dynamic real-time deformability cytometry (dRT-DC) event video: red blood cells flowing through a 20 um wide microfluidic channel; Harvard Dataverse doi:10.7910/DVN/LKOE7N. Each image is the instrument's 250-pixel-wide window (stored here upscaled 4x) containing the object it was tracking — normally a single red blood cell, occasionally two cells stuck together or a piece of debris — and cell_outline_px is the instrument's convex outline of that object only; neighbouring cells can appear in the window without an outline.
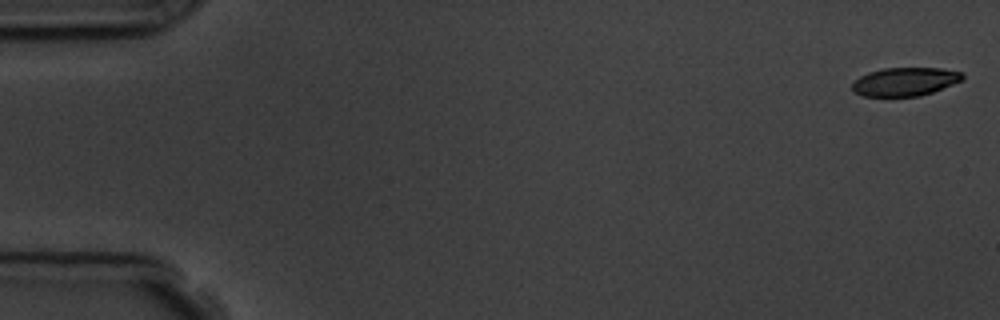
{"species": "common noctule bat (a hibernating species)", "species_latin": "Nyctalus noctula", "temperature_condition": "room temperature", "stored_images_in_passage": 6, "segment_of_instrument_passage": [1, 2], "camera_frame_rate_fps": 3000, "um_per_image_px": 0.085, "animal": {"sex": "male", "body_mass_g": 19.5, "forearm_length_mm": 54.6}, "frame": {"image": 1, "passage_image": 1, "time_ms": 0.0, "image_size_px": [1000, 320], "cell_outline_px": [[964, 80], [932, 92], [920, 96], [864, 96], [852, 92], [852, 84], [860, 76], [868, 72], [884, 68], [940, 68], [960, 72], [964, 76]], "centroid_in_image_um": [76.91, 6.94], "position_along_channel_um": 8.1, "area_um2": 18.26}}
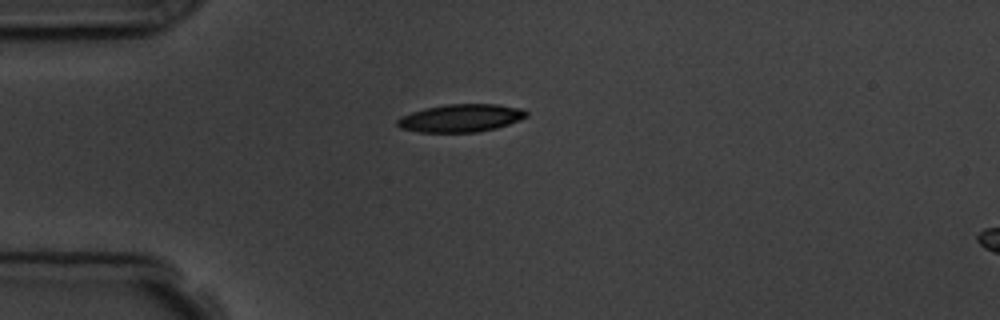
{"frame": {"image": 2, "passage_image": 5, "time_ms": 4.333, "image_size_px": [1000, 320], "cell_outline_px": [[528, 116], [508, 124], [496, 128], [476, 132], [420, 132], [400, 128], [396, 124], [396, 120], [400, 116], [424, 108], [448, 104], [496, 104], [524, 108], [528, 112]], "centroid_in_image_um": [39.17, 10.03], "position_along_channel_um": 45.8, "area_um2": 20.98}}